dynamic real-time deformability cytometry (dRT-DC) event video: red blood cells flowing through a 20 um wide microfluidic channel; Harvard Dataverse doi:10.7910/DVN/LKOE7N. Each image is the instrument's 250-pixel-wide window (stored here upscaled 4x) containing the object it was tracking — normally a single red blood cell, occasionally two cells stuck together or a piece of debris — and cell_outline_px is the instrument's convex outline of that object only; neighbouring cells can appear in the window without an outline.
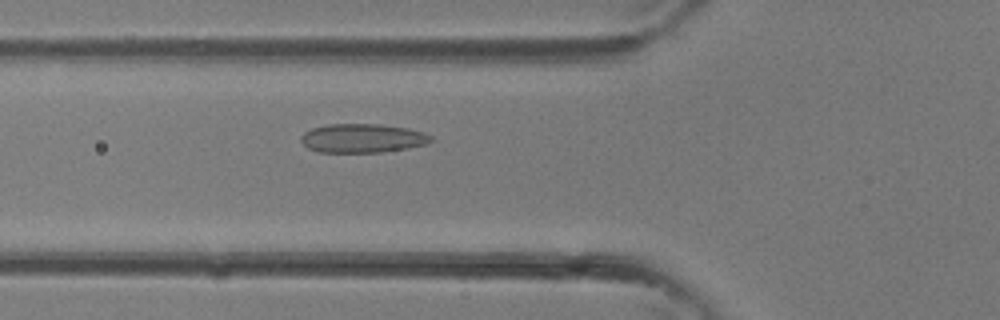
{"species": "common noctule bat (a hibernating species)", "species_latin": "Nyctalus noctula", "temperature_condition": "room temperature", "stored_images_in_passage": 35, "camera_frame_rate_fps": 3000, "um_per_image_px": 0.085, "animal": {"sex": "female"}, "frame": {"image": 1, "passage_image": 12, "time_ms": 3.667, "image_size_px": [1000, 320], "cell_outline_px": [[432, 140], [428, 144], [408, 148], [380, 152], [320, 152], [308, 148], [300, 140], [300, 136], [304, 132], [312, 128], [328, 124], [380, 124], [408, 128], [424, 132], [432, 136]], "centroid_in_image_um": [30.82, 11.74], "position_along_channel_um": 95.0, "area_um2": 21.96}}
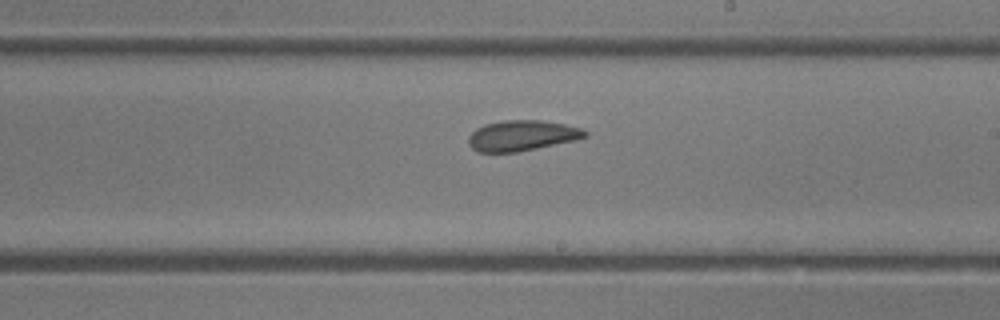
{"frame": {"image": 2, "passage_image": 20, "time_ms": 6.333, "image_size_px": [1000, 320], "cell_outline_px": [[588, 136], [576, 140], [516, 152], [476, 152], [468, 144], [468, 136], [476, 128], [484, 124], [504, 120], [540, 120], [564, 124], [584, 128], [588, 132]], "centroid_in_image_um": [44.37, 11.52], "position_along_channel_um": 244.6, "area_um2": 20.87}}
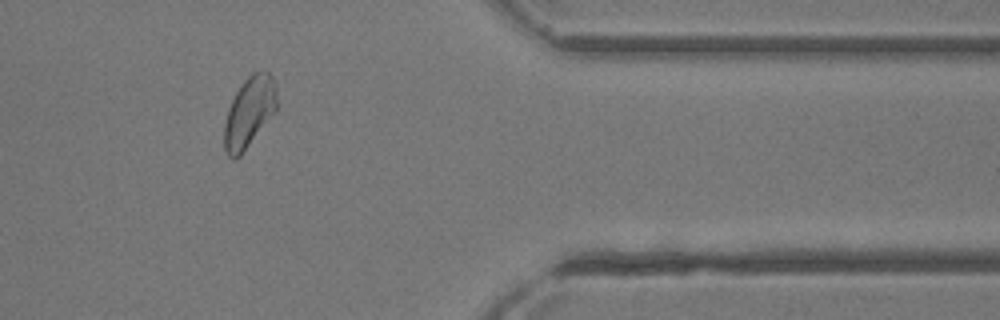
{"frame": {"image": 3, "passage_image": 29, "time_ms": 9.333, "image_size_px": [1000, 320], "cell_outline_px": [[276, 112], [240, 156], [232, 160], [228, 156], [224, 148], [224, 124], [228, 108], [236, 92], [244, 80], [252, 72], [268, 72], [272, 76], [276, 84]], "centroid_in_image_um": [21.18, 9.55], "position_along_channel_um": 390.2, "area_um2": 21.68}}